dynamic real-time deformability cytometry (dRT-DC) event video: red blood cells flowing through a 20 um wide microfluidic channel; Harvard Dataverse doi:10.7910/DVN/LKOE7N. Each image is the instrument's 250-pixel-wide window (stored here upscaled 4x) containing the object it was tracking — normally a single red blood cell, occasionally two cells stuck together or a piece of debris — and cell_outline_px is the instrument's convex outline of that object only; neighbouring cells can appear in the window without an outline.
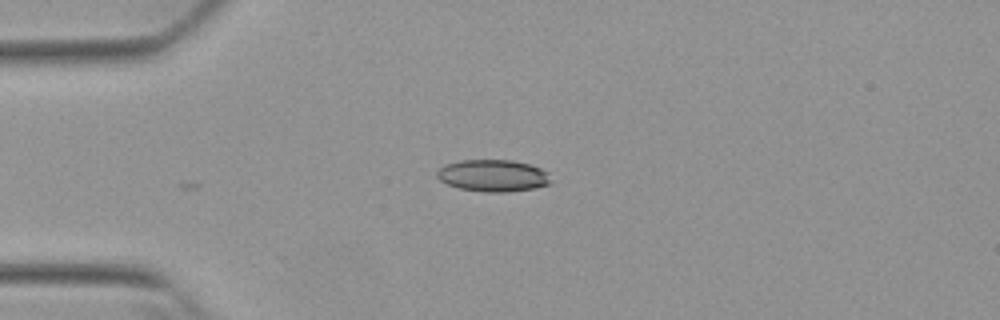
{"species": "Egyptian fruit bat (a non-hibernating species)", "species_latin": "Rousettus aegyptiacus", "temperature_condition": "warm", "stored_images_in_passage": 11, "camera_frame_rate_fps": 3000, "um_per_image_px": 0.085, "animal": {"sex": "female"}, "frame": {"image": 1, "passage_image": 1, "time_ms": 0.0, "image_size_px": [1000, 320], "cell_outline_px": [[552, 184], [532, 188], [508, 192], [484, 192], [460, 188], [448, 184], [440, 180], [436, 176], [436, 172], [444, 164], [460, 160], [512, 160], [528, 164], [540, 168], [548, 172], [552, 180]], "centroid_in_image_um": [41.92, 14.92], "position_along_channel_um": 43.1, "area_um2": 21.27}}
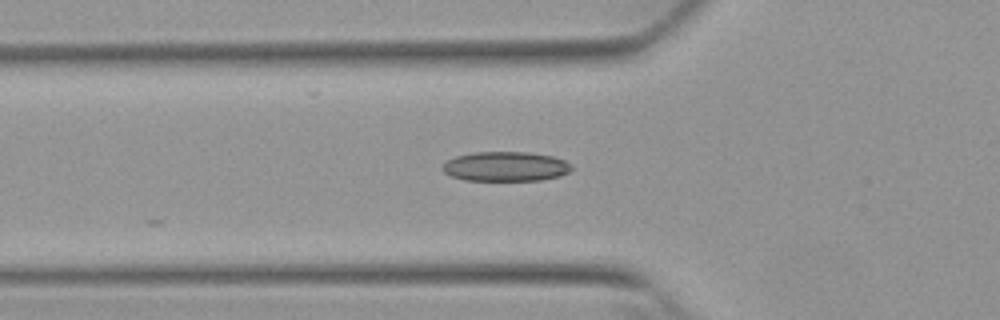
{"frame": {"image": 2, "passage_image": 6, "time_ms": 1.667, "image_size_px": [1000, 320], "cell_outline_px": [[572, 168], [568, 172], [560, 176], [540, 180], [464, 180], [452, 176], [444, 172], [440, 168], [448, 160], [456, 156], [472, 152], [528, 152], [552, 156], [564, 160], [572, 164]], "centroid_in_image_um": [42.98, 14.14], "position_along_channel_um": 82.8, "area_um2": 22.25}}